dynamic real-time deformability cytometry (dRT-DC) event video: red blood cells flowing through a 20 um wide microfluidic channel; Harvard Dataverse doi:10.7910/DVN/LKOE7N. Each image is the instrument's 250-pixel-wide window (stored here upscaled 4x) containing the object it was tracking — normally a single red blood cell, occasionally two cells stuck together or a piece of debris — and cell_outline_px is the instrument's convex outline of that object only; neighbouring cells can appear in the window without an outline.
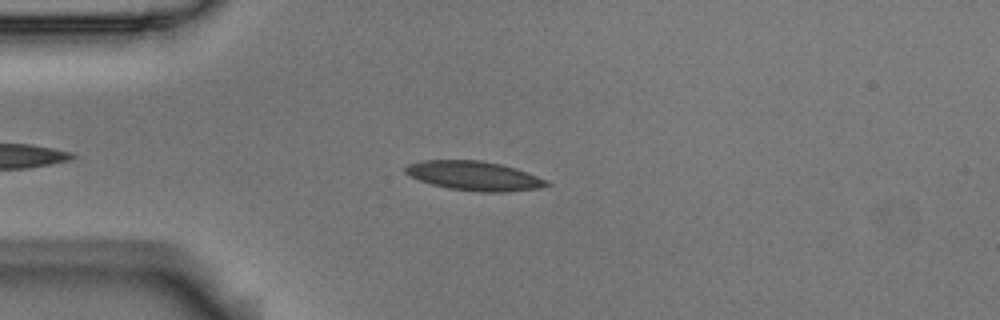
{"species": "Egyptian fruit bat (a non-hibernating species)", "species_latin": "Rousettus aegyptiacus", "temperature_condition": "room temperature", "stored_images_in_passage": 3, "camera_frame_rate_fps": 3000, "um_per_image_px": 0.085, "animal": {"sex": "male"}, "frame": {"image": 1, "passage_image": 3, "time_ms": 0.667, "image_size_px": [1000, 320], "cell_outline_px": [[552, 184], [536, 188], [504, 192], [480, 192], [448, 188], [432, 184], [408, 176], [404, 172], [404, 168], [408, 164], [420, 160], [480, 160], [500, 164], [516, 168], [528, 172], [548, 180]], "centroid_in_image_um": [40.28, 14.94], "position_along_channel_um": 44.7, "area_um2": 24.16}}